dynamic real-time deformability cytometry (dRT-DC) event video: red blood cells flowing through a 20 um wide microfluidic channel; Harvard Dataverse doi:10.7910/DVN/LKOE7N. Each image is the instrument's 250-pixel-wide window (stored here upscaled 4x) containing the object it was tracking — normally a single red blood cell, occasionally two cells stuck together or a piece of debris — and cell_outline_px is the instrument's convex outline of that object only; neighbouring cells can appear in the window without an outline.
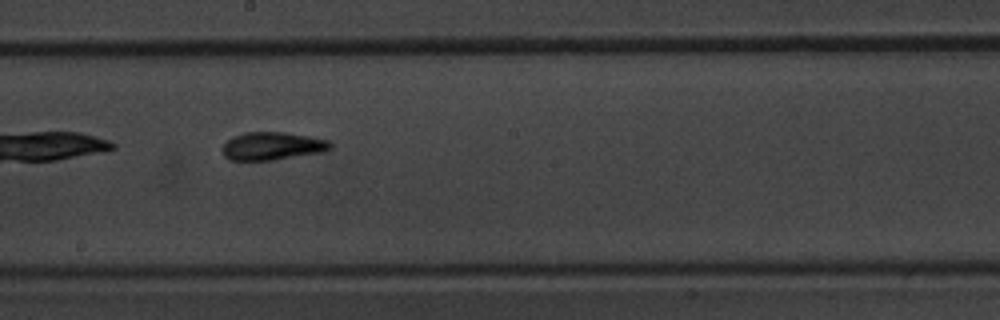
{"species": "common noctule bat (a hibernating species)", "species_latin": "Nyctalus noctula", "temperature_condition": "warm", "stored_images_in_passage": 30, "camera_frame_rate_fps": 3000, "um_per_image_px": 0.085, "animal": {"sex": "male", "body_mass_g": 20.1, "forearm_length_mm": 53.5}, "frame": {"image": 1, "passage_image": 13, "time_ms": 4.0, "image_size_px": [1000, 320], "cell_outline_px": [[332, 148], [324, 152], [272, 160], [228, 160], [224, 156], [220, 148], [232, 136], [244, 132], [284, 132], [308, 136], [328, 140], [332, 144]], "centroid_in_image_um": [23.12, 12.41], "position_along_channel_um": 225.1, "area_um2": 17.74}, "authors_computed_cell_mechanics": {"area_um2": 16.6175, "velocity_mm_per_s": 3.7963, "shape_relaxation_time_tau1_ms": 2.6131, "shape_relaxation_time_tau2_ms": 2.4317, "deformation_change_tau1": 0.146, "deformation_change_tau2": 0.1135}}